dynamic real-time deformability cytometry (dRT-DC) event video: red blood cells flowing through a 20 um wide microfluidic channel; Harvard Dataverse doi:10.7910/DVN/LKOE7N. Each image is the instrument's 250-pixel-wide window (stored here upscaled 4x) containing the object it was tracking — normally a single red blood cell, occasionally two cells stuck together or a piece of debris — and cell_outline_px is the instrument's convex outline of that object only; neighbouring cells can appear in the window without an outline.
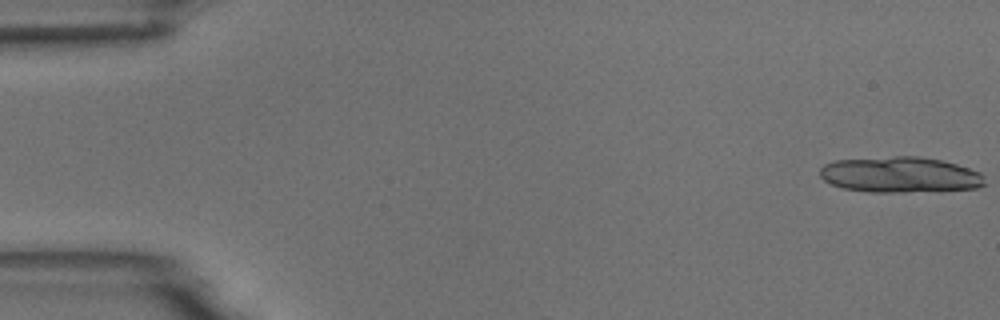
{"species": "common noctule bat (a hibernating species)", "species_latin": "Nyctalus noctula", "temperature_condition": "room temperature", "stored_images_in_passage": 7, "camera_frame_rate_fps": 3000, "um_per_image_px": 0.085, "animal": {"sex": "male", "body_mass_g": 18.8}, "frame": {"image": 1, "passage_image": 1, "time_ms": 0.0, "image_size_px": [1000, 320], "cell_outline_px": [[984, 184], [976, 188], [940, 192], [868, 192], [844, 188], [832, 184], [824, 180], [820, 176], [820, 168], [824, 164], [836, 160], [892, 156], [920, 156], [940, 160], [956, 164], [980, 172], [984, 176]], "centroid_in_image_um": [76.53, 14.86], "position_along_channel_um": 8.5, "area_um2": 34.74}}